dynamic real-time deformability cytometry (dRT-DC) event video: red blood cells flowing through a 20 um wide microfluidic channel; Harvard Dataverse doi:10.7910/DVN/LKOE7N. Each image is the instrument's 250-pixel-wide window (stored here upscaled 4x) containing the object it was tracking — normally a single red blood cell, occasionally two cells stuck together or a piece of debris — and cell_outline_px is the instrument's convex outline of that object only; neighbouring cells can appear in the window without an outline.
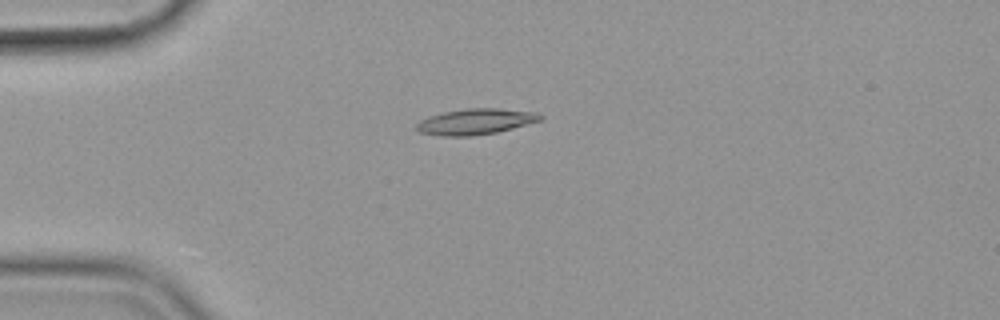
{"species": "common noctule bat (a hibernating species)", "species_latin": "Nyctalus noctula", "temperature_condition": "cold", "stored_images_in_passage": 28, "camera_frame_rate_fps": 3000, "um_per_image_px": 0.085, "animal": {"sex": "female", "body_mass_g": 19.9}, "frame": {"image": 1, "passage_image": 1, "time_ms": 0.0, "image_size_px": [1000, 320], "cell_outline_px": [[544, 120], [496, 132], [472, 136], [440, 136], [420, 132], [416, 128], [416, 124], [420, 120], [428, 116], [444, 112], [468, 108], [496, 108], [536, 112], [544, 116]], "centroid_in_image_um": [40.44, 10.33], "position_along_channel_um": 44.6, "area_um2": 18.67}}
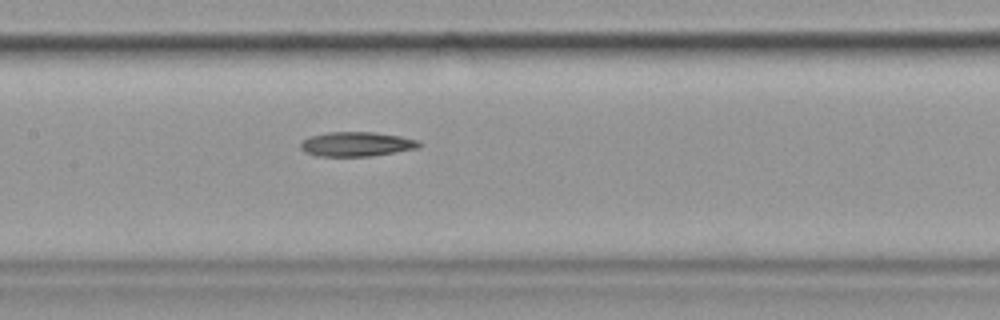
{"frame": {"image": 2, "passage_image": 14, "time_ms": 4.333, "image_size_px": [1000, 320], "cell_outline_px": [[420, 148], [368, 156], [316, 156], [304, 152], [300, 148], [300, 144], [308, 136], [328, 132], [372, 132], [400, 136], [416, 140], [420, 144]], "centroid_in_image_um": [30.25, 12.25], "position_along_channel_um": 177.1, "area_um2": 16.82}}
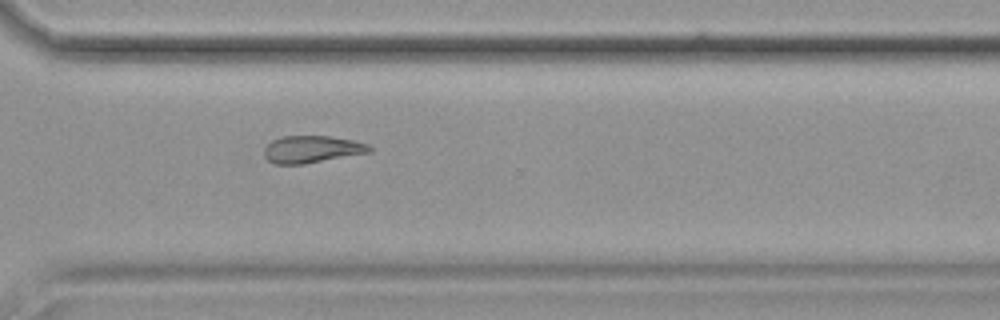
{"frame": {"image": 3, "passage_image": 28, "time_ms": 9.0, "image_size_px": [1000, 320], "cell_outline_px": [[372, 152], [304, 164], [276, 164], [268, 160], [264, 156], [264, 148], [272, 140], [280, 136], [328, 136], [352, 140], [368, 144], [372, 148]], "centroid_in_image_um": [26.5, 12.69], "position_along_channel_um": 344.1, "area_um2": 16.7}}